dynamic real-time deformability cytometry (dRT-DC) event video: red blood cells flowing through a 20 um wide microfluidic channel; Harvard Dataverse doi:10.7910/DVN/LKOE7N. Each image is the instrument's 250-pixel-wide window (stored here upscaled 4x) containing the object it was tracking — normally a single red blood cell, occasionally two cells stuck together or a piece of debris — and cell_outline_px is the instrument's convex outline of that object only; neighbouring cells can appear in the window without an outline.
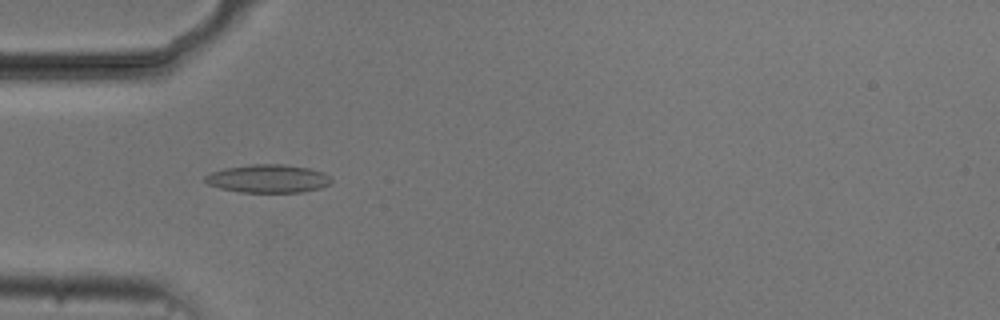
{"species": "common noctule bat (a hibernating species)", "species_latin": "Nyctalus noctula", "temperature_condition": "cold", "stored_images_in_passage": 47, "camera_frame_rate_fps": 3000, "um_per_image_px": 0.085, "animal": {"sex": "male", "body_mass_g": 20.5, "forearm_length_mm": 52.5}, "frame": {"image": 1, "passage_image": 10, "time_ms": 3.0, "image_size_px": [1000, 320], "cell_outline_px": [[332, 184], [320, 188], [300, 192], [240, 192], [220, 188], [208, 184], [204, 180], [204, 176], [212, 172], [224, 168], [252, 164], [284, 164], [308, 168], [324, 172], [332, 176]], "centroid_in_image_um": [22.82, 15.18], "position_along_channel_um": 62.2, "area_um2": 20.87}}
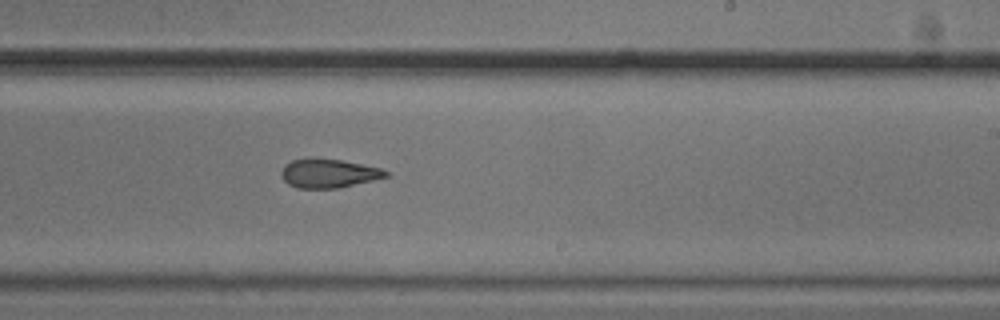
{"frame": {"image": 2, "passage_image": 26, "time_ms": 8.333, "image_size_px": [1000, 320], "cell_outline_px": [[388, 176], [372, 180], [336, 188], [296, 188], [288, 184], [284, 180], [280, 172], [284, 164], [292, 160], [340, 160], [380, 168], [388, 172]], "centroid_in_image_um": [27.9, 14.76], "position_along_channel_um": 261.1, "area_um2": 16.94}}
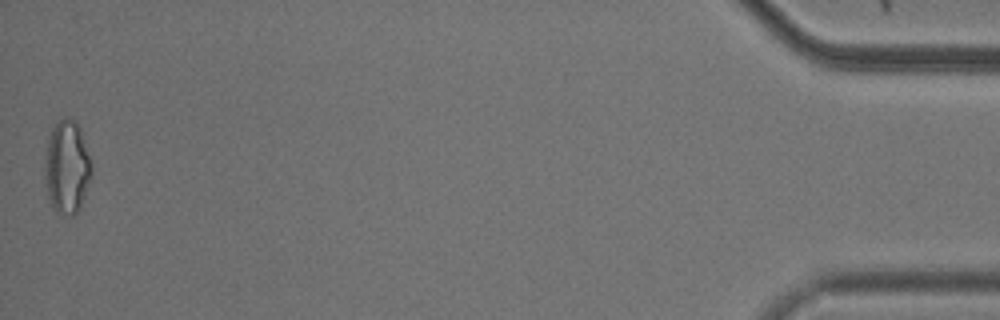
{"frame": {"image": 3, "passage_image": 47, "time_ms": 15.333, "image_size_px": [1000, 320], "cell_outline_px": [[92, 176], [80, 208], [72, 216], [68, 216], [56, 212], [52, 208], [48, 196], [44, 176], [44, 168], [48, 140], [52, 128], [64, 116], [76, 120], [80, 128], [92, 164]], "centroid_in_image_um": [5.7, 14.22], "position_along_channel_um": 429.5, "area_um2": 25.61}, "authors_computed_cell_mechanics": {"area_um2": 19.0162, "velocity_mm_per_s": 3.7431, "shape_relaxation_time_tau1_ms": null, "shape_relaxation_time_tau2_ms": 3.7292, "deformation_change_tau1": null, "deformation_change_tau2": 0.1285}}